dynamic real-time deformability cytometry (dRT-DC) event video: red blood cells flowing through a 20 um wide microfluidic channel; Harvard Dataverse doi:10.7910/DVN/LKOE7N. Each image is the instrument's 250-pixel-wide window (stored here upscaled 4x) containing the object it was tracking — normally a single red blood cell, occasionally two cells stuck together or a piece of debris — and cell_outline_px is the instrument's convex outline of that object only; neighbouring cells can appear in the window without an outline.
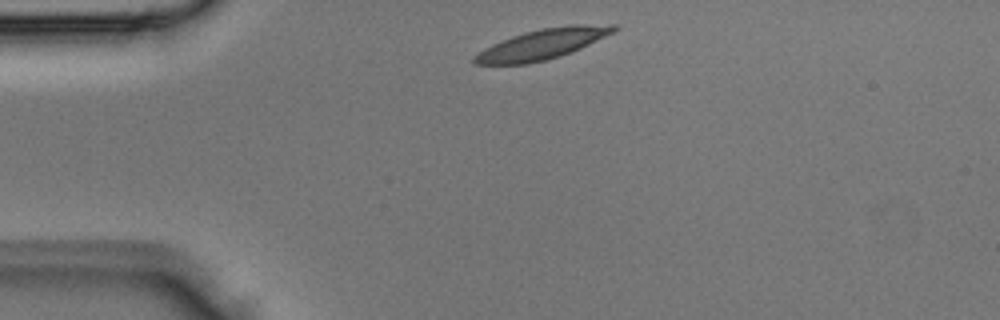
{"species": "Egyptian fruit bat (a non-hibernating species)", "species_latin": "Rousettus aegyptiacus", "temperature_condition": "room temperature", "stored_images_in_passage": 2, "camera_frame_rate_fps": 3000, "um_per_image_px": 0.085, "animal": {"sex": "male"}, "frame": {"image": 1, "passage_image": 1, "time_ms": 0.0, "image_size_px": [1000, 320], "cell_outline_px": [[620, 28], [616, 32], [580, 48], [560, 56], [528, 64], [472, 64], [472, 56], [484, 48], [492, 44], [512, 36], [524, 32], [544, 28], [572, 24], [620, 24]], "centroid_in_image_um": [46.14, 3.73], "position_along_channel_um": 38.9, "area_um2": 24.74}}
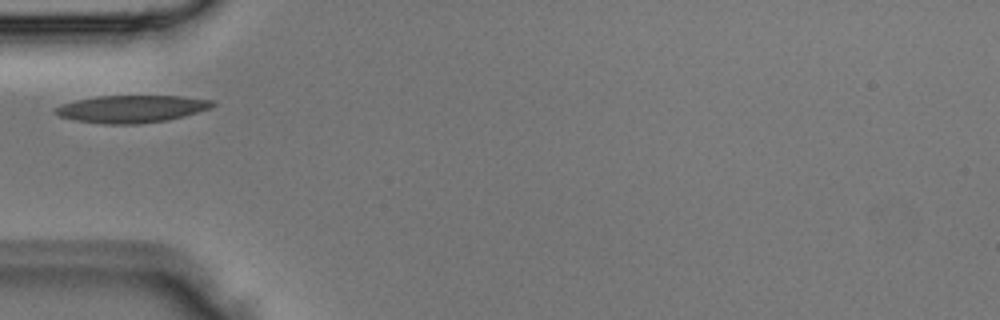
{"frame": {"image": 2, "passage_image": 2, "time_ms": 0.333, "image_size_px": [1000, 320], "cell_outline_px": [[216, 104], [212, 108], [184, 116], [168, 120], [140, 124], [104, 124], [76, 120], [60, 116], [52, 112], [52, 108], [76, 100], [96, 96], [184, 96], [216, 100]], "centroid_in_image_um": [11.23, 9.25], "position_along_channel_um": 73.8, "area_um2": 25.32}}